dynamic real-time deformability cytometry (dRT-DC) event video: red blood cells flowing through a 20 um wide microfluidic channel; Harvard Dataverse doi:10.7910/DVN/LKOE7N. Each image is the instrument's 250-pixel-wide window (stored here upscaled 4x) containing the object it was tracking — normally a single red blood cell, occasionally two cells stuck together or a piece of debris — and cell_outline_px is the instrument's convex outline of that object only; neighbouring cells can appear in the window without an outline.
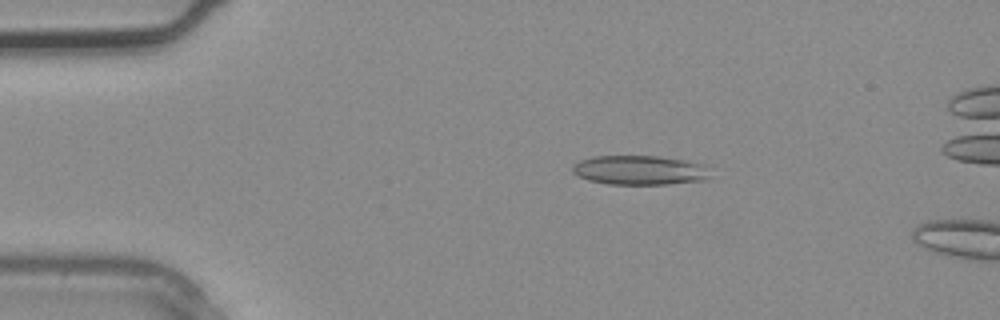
{"species": "common noctule bat (a hibernating species)", "species_latin": "Nyctalus noctula", "temperature_condition": "warm", "stored_images_in_passage": 3, "camera_frame_rate_fps": 3000, "um_per_image_px": 0.085, "animal": {"sex": "male", "body_mass_g": 20.4}, "frame": {"image": 1, "passage_image": 2, "time_ms": 0.333, "image_size_px": [1000, 320], "cell_outline_px": [[712, 176], [708, 180], [668, 184], [608, 184], [588, 180], [572, 172], [572, 164], [580, 160], [596, 156], [656, 156], [684, 160], [704, 164]], "centroid_in_image_um": [54.4, 14.47], "position_along_channel_um": 30.6, "area_um2": 23.7}}